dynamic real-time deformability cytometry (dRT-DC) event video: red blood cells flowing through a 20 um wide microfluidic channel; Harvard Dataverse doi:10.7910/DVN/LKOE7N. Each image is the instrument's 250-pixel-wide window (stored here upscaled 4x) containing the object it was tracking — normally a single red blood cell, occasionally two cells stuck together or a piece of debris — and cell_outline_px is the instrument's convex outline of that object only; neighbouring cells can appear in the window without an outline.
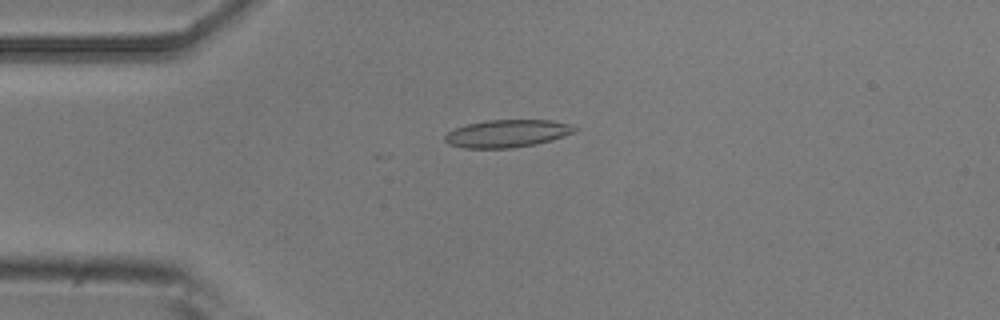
{"species": "common noctule bat (a hibernating species)", "species_latin": "Nyctalus noctula", "temperature_condition": "room temperature", "stored_images_in_passage": 22, "camera_frame_rate_fps": 3000, "um_per_image_px": 0.085, "animal": {"sex": "male", "body_mass_g": 20.5, "forearm_length_mm": 52.5}, "frame": {"image": 1, "passage_image": 12, "time_ms": 3.667, "image_size_px": [1000, 320], "cell_outline_px": [[580, 128], [576, 132], [564, 136], [536, 144], [512, 148], [464, 148], [448, 144], [444, 140], [444, 136], [448, 132], [456, 128], [468, 124], [484, 120], [548, 120], [572, 124]], "centroid_in_image_um": [43.14, 11.34], "position_along_channel_um": 41.9, "area_um2": 20.98}}
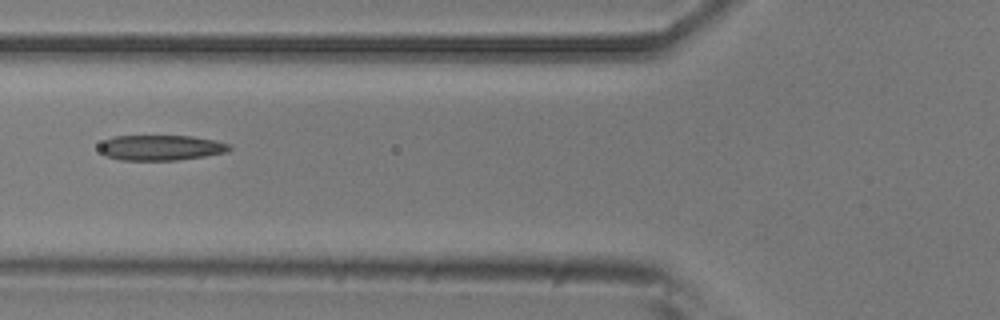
{"frame": {"image": 2, "passage_image": 19, "time_ms": 6.0, "image_size_px": [1000, 320], "cell_outline_px": [[232, 148], [224, 152], [204, 156], [176, 160], [120, 160], [104, 156], [100, 152], [100, 144], [104, 140], [116, 136], [192, 136], [232, 144]], "centroid_in_image_um": [13.64, 12.55], "position_along_channel_um": 112.2, "area_um2": 19.13}}
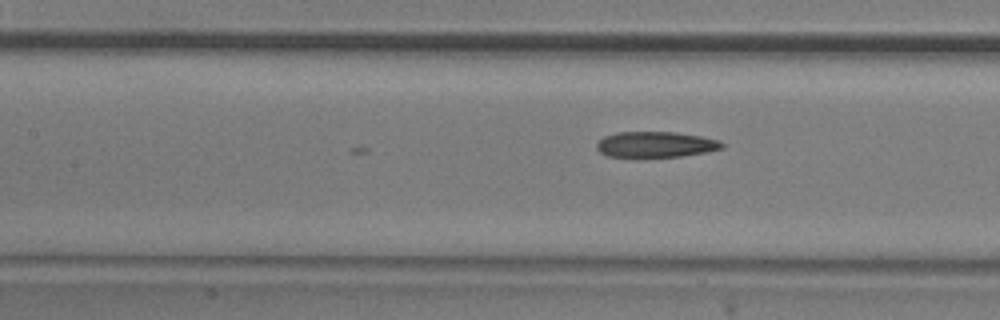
{"frame": {"image": 3, "passage_image": 22, "time_ms": 7.0, "image_size_px": [1000, 320], "cell_outline_px": [[724, 148], [708, 152], [680, 156], [636, 160], [608, 156], [600, 152], [596, 148], [596, 144], [604, 136], [616, 132], [676, 132], [700, 136], [720, 140], [724, 144]], "centroid_in_image_um": [55.7, 12.32], "position_along_channel_um": 151.7, "area_um2": 19.71}}